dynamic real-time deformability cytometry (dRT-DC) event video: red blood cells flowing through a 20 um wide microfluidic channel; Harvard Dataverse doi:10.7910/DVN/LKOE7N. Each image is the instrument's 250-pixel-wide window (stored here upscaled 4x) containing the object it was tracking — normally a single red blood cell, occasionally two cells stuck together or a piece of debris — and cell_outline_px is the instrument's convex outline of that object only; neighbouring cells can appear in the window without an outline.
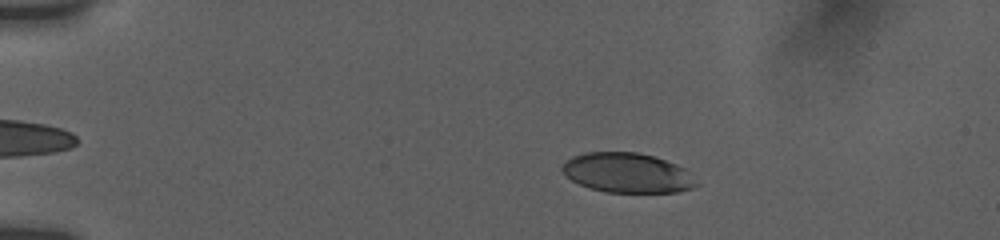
{"species": "human", "species_latin": "Homo sapiens", "temperature_condition": "room temperature", "stored_images_in_passage": 52, "camera_frame_rate_fps": 3000, "um_per_image_px": 0.085, "donor": {"sex": "female"}, "frame": {"image": 1, "passage_image": 8, "time_ms": 2.333, "image_size_px": [1000, 240], "cell_outline_px": [[700, 184], [692, 188], [676, 192], [604, 192], [588, 188], [564, 176], [560, 168], [572, 156], [584, 152], [636, 152], [656, 156], [676, 164], [684, 168]], "centroid_in_image_um": [53.31, 14.69], "position_along_channel_um": 31.7, "area_um2": 31.27}}
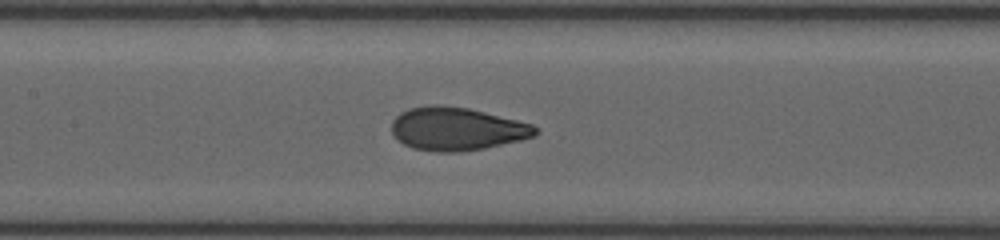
{"frame": {"image": 2, "passage_image": 25, "time_ms": 8.0, "image_size_px": [1000, 240], "cell_outline_px": [[536, 136], [520, 140], [484, 148], [456, 152], [436, 152], [412, 148], [396, 140], [392, 136], [392, 120], [400, 112], [408, 108], [428, 104], [436, 104], [468, 108], [532, 124], [536, 128]], "centroid_in_image_um": [38.76, 10.95], "position_along_channel_um": 168.6, "area_um2": 36.18}}
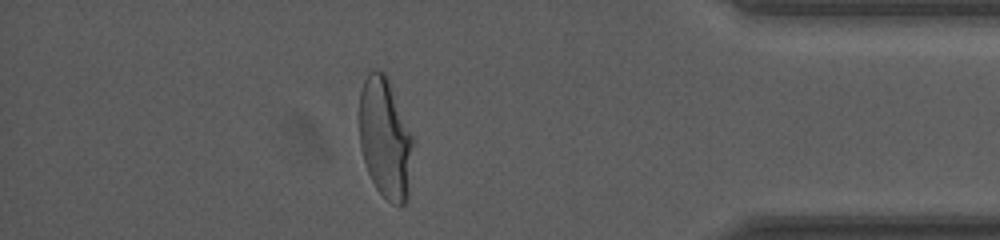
{"frame": {"image": 3, "passage_image": 46, "time_ms": 15.0, "image_size_px": [1000, 240], "cell_outline_px": [[412, 144], [408, 196], [404, 204], [400, 208], [392, 204], [376, 188], [368, 172], [360, 148], [360, 92], [364, 80], [368, 72], [384, 72], [388, 76], [412, 136]], "centroid_in_image_um": [32.73, 11.77], "position_along_channel_um": 402.5, "area_um2": 37.34}, "authors_computed_cell_mechanics": {"area_um2": 35.547, "velocity_mm_per_s": 3.7624, "shape_relaxation_time_tau1_ms": 3.6766, "shape_relaxation_time_tau2_ms": null, "deformation_change_tau1": 0.1664, "deformation_change_tau2": null}}